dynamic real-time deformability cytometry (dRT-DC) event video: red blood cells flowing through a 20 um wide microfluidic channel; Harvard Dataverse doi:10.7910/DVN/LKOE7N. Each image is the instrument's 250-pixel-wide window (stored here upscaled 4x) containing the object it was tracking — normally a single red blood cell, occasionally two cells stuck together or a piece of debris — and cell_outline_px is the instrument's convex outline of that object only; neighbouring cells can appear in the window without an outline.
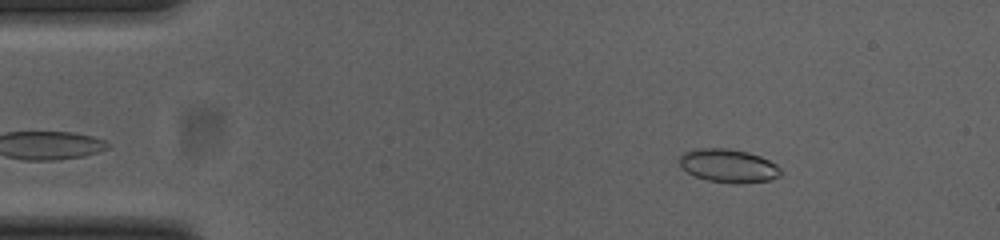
{"species": "common noctule bat (a hibernating species)", "species_latin": "Nyctalus noctula", "temperature_condition": "cold", "stored_images_in_passage": 48, "camera_frame_rate_fps": 3000, "um_per_image_px": 0.085, "animal": {"sex": "female", "body_mass_g": 23.0, "forearm_length_mm": 53.4}, "frame": {"image": 1, "passage_image": 3, "time_ms": 0.667, "image_size_px": [1000, 240], "cell_outline_px": [[780, 176], [768, 180], [708, 180], [696, 176], [680, 168], [680, 156], [684, 152], [696, 148], [728, 148], [748, 152], [760, 156], [776, 164], [780, 168]], "centroid_in_image_um": [61.86, 14.02], "position_along_channel_um": 23.1, "area_um2": 18.79}}
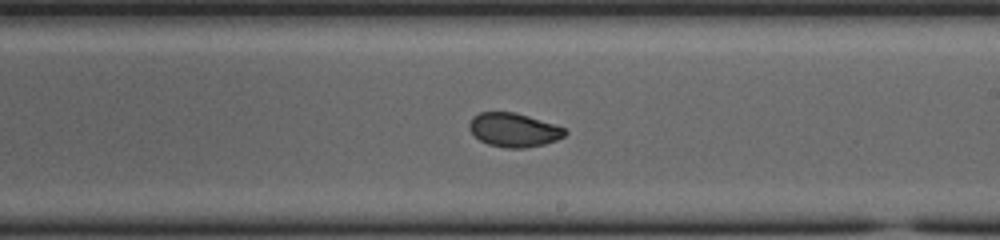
{"frame": {"image": 2, "passage_image": 26, "time_ms": 8.333, "image_size_px": [1000, 240], "cell_outline_px": [[568, 132], [564, 136], [556, 140], [544, 144], [524, 148], [504, 148], [488, 144], [480, 140], [468, 128], [468, 124], [472, 116], [480, 112], [516, 112], [564, 128]], "centroid_in_image_um": [43.64, 11.04], "position_along_channel_um": 245.4, "area_um2": 18.79}}
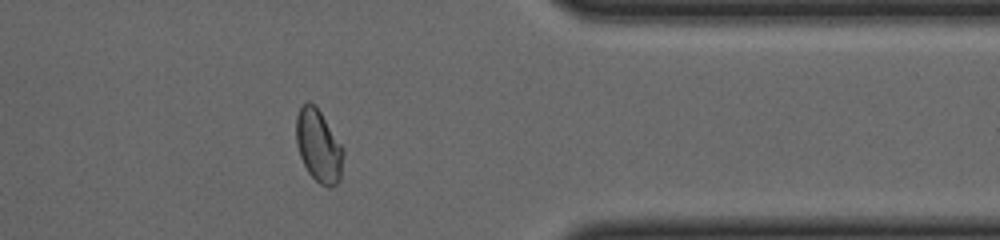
{"frame": {"image": 3, "passage_image": 38, "time_ms": 12.333, "image_size_px": [1000, 240], "cell_outline_px": [[344, 152], [340, 180], [336, 184], [328, 188], [320, 184], [308, 172], [300, 156], [296, 144], [296, 116], [300, 108], [308, 100], [316, 104], [344, 148]], "centroid_in_image_um": [27.09, 12.38], "position_along_channel_um": 384.3, "area_um2": 20.17}, "authors_computed_cell_mechanics": {"area_um2": 19.5364, "velocity_mm_per_s": 3.8566, "shape_relaxation_time_tau1_ms": null, "shape_relaxation_time_tau2_ms": 1.3108, "deformation_change_tau1": null, "deformation_change_tau2": 0.0486}}